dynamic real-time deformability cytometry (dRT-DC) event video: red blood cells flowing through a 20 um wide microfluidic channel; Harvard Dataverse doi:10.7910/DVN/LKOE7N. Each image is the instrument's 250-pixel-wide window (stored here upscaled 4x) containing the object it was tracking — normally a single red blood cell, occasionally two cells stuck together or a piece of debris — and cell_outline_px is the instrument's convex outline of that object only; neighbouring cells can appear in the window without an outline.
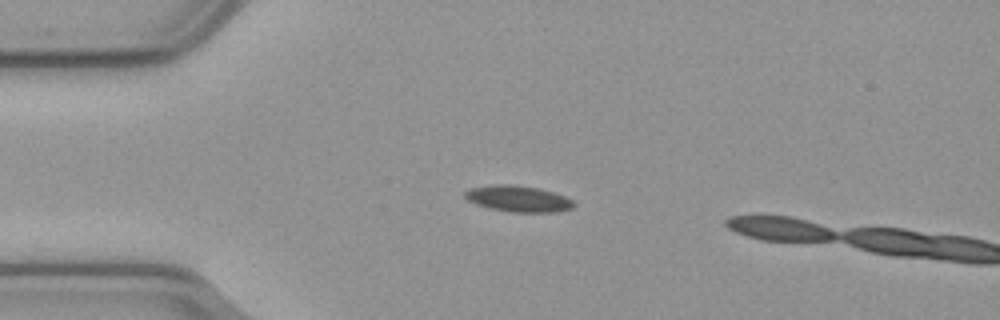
{"species": "common noctule bat (a hibernating species)", "species_latin": "Nyctalus noctula", "temperature_condition": "cold", "stored_images_in_passage": 3, "camera_frame_rate_fps": 3000, "um_per_image_px": 0.085, "animal": {"sex": "male", "body_mass_g": 23.1, "forearm_length_mm": 52.7}, "frame": {"image": 1, "passage_image": 1, "time_ms": 0.0, "image_size_px": [1000, 320], "cell_outline_px": [[576, 204], [572, 208], [560, 212], [512, 212], [488, 208], [476, 204], [468, 200], [464, 196], [464, 192], [468, 188], [496, 184], [508, 184], [536, 188], [552, 192], [564, 196], [572, 200]], "centroid_in_image_um": [44.03, 16.9], "position_along_channel_um": 41.0, "area_um2": 16.59}}